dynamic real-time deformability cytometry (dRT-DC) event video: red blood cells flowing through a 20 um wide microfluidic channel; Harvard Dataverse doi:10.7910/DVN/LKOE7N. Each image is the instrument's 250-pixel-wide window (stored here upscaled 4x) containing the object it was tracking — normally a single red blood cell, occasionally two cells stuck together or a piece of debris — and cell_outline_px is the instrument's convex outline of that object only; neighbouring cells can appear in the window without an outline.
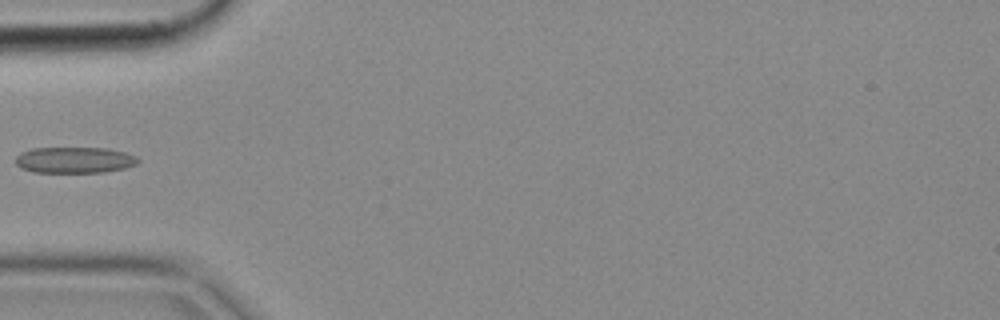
{"species": "common noctule bat (a hibernating species)", "species_latin": "Nyctalus noctula", "temperature_condition": "cold", "stored_images_in_passage": 4, "camera_frame_rate_fps": 3000, "um_per_image_px": 0.085, "animal": {"sex": "female", "body_mass_g": 18.4}, "frame": {"image": 1, "passage_image": 4, "time_ms": 1.0, "image_size_px": [1000, 320], "cell_outline_px": [[140, 160], [136, 164], [124, 168], [104, 172], [32, 172], [20, 168], [16, 164], [16, 156], [20, 152], [32, 148], [108, 148], [124, 152], [136, 156]], "centroid_in_image_um": [6.31, 13.6], "position_along_channel_um": 78.7, "area_um2": 18.67}}